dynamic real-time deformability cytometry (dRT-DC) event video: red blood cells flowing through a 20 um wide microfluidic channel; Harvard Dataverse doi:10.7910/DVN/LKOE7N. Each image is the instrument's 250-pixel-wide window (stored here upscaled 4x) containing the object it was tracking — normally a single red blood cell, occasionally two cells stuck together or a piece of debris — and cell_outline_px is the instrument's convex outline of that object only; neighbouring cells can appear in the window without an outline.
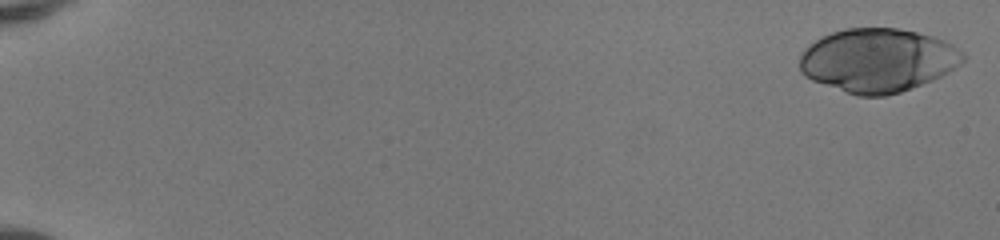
{"species": "human", "species_latin": "Homo sapiens", "temperature_condition": "room temperature", "stored_images_in_passage": 51, "camera_frame_rate_fps": 3000, "um_per_image_px": 0.085, "donor": {"sex": "female"}, "frame": {"image": 1, "passage_image": 1, "time_ms": 0.0, "image_size_px": [1000, 240], "cell_outline_px": [[964, 60], [960, 64], [948, 72], [932, 80], [912, 88], [900, 92], [884, 96], [856, 96], [812, 80], [804, 76], [800, 68], [800, 52], [808, 44], [832, 32], [844, 28], [900, 28], [932, 36], [944, 40], [952, 44], [964, 52]], "centroid_in_image_um": [74.6, 5.12], "position_along_channel_um": 10.4, "area_um2": 60.69}}